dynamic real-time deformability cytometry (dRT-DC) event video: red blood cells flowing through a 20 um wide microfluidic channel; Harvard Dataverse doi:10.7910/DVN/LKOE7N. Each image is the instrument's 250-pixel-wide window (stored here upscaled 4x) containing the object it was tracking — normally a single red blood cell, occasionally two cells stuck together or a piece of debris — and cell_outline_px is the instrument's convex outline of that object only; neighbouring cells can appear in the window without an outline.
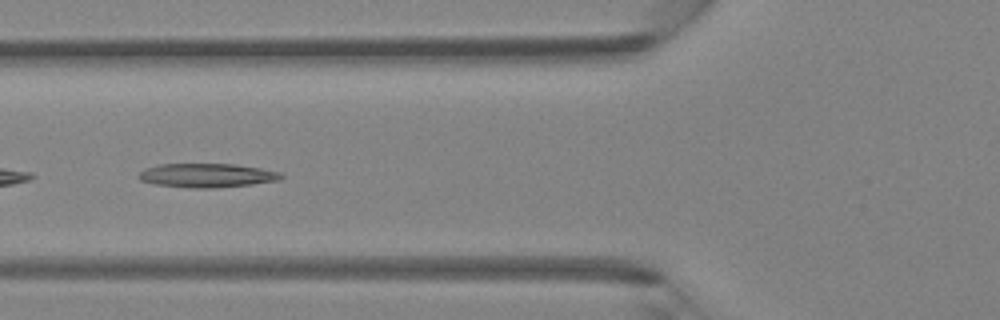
{"species": "Egyptian fruit bat (a non-hibernating species)", "species_latin": "Rousettus aegyptiacus", "temperature_condition": "room temperature", "stored_images_in_passage": 6, "camera_frame_rate_fps": 3000, "um_per_image_px": 0.085, "animal": {"sex": "female"}, "frame": {"image": 1, "passage_image": 5, "time_ms": 1.333, "image_size_px": [1000, 320], "cell_outline_px": [[284, 176], [280, 180], [252, 184], [212, 188], [188, 188], [156, 184], [140, 180], [136, 176], [144, 168], [160, 164], [236, 164], [260, 168], [280, 172]], "centroid_in_image_um": [17.58, 14.91], "position_along_channel_um": 108.2, "area_um2": 19.94}}
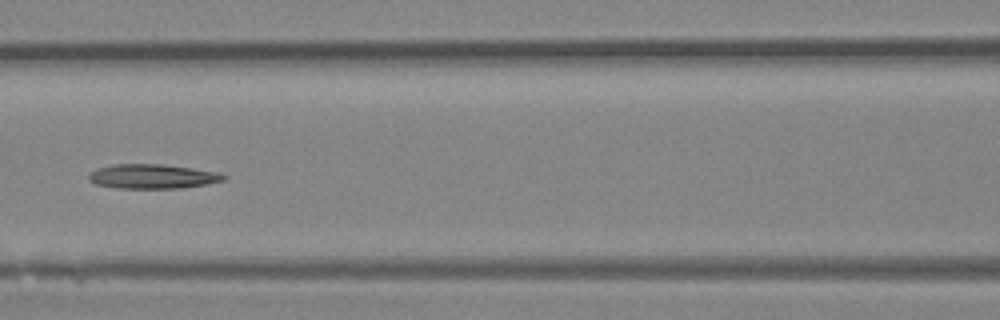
{"frame": {"image": 2, "passage_image": 6, "time_ms": 1.667, "image_size_px": [1000, 320], "cell_outline_px": [[228, 176], [224, 180], [208, 184], [180, 188], [116, 188], [96, 184], [88, 180], [88, 172], [112, 164], [160, 164], [192, 168], [220, 172]], "centroid_in_image_um": [12.97, 14.99], "position_along_channel_um": 153.6, "area_um2": 19.31}}